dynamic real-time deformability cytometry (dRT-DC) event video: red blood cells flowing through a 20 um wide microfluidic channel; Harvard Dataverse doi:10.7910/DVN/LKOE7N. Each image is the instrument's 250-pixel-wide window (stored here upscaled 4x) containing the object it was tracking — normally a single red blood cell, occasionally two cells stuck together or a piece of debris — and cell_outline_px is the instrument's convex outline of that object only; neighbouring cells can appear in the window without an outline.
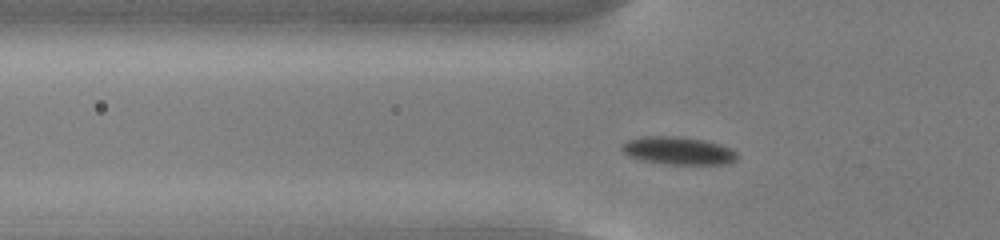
{"species": "common noctule bat (a hibernating species)", "species_latin": "Nyctalus noctula", "temperature_condition": "cold", "stored_images_in_passage": 44, "camera_frame_rate_fps": 3000, "um_per_image_px": 0.085, "animal": {"sex": "male", "body_mass_g": 13.0, "forearm_length_mm": 53.1}, "frame": {"image": 1, "passage_image": 8, "time_ms": 2.333, "image_size_px": [1000, 240], "cell_outline_px": [[740, 156], [736, 160], [728, 164], [668, 164], [640, 160], [628, 156], [620, 148], [620, 144], [628, 140], [644, 136], [676, 136], [704, 140], [720, 144], [736, 152]], "centroid_in_image_um": [57.63, 12.81], "position_along_channel_um": 68.2, "area_um2": 18.79}}
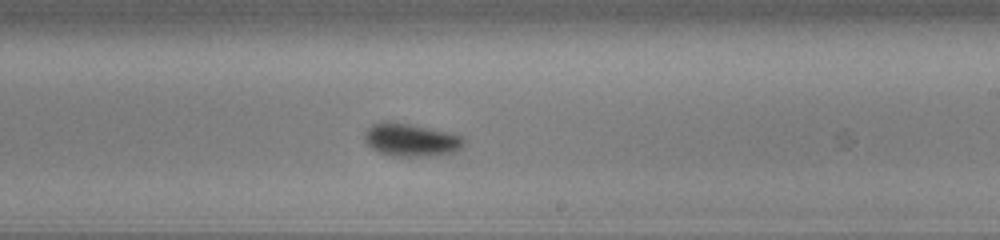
{"frame": {"image": 2, "passage_image": 23, "time_ms": 7.333, "image_size_px": [1000, 240], "cell_outline_px": [[464, 144], [456, 152], [428, 156], [392, 156], [376, 152], [364, 140], [364, 136], [368, 128], [372, 124], [380, 120], [388, 120], [428, 128], [464, 136]], "centroid_in_image_um": [34.9, 11.89], "position_along_channel_um": 254.1, "area_um2": 19.13}}
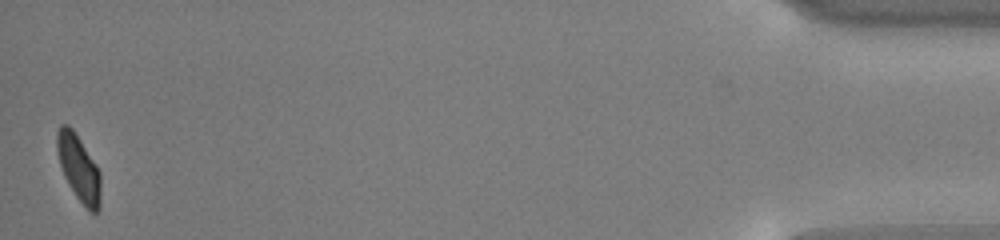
{"frame": {"image": 3, "passage_image": 44, "time_ms": 14.333, "image_size_px": [1000, 240], "cell_outline_px": [[100, 208], [96, 212], [88, 212], [76, 196], [64, 176], [60, 164], [56, 148], [56, 132], [60, 124], [68, 124], [72, 128], [96, 164], [100, 172]], "centroid_in_image_um": [6.69, 14.28], "position_along_channel_um": 428.5, "area_um2": 16.88}, "authors_computed_cell_mechanics": {"area_um2": 18.3515, "velocity_mm_per_s": 3.7546, "shape_relaxation_time_tau1_ms": 2.3517, "shape_relaxation_time_tau2_ms": 6.9213, "deformation_change_tau1": 0.0853, "deformation_change_tau2": 0.057}}